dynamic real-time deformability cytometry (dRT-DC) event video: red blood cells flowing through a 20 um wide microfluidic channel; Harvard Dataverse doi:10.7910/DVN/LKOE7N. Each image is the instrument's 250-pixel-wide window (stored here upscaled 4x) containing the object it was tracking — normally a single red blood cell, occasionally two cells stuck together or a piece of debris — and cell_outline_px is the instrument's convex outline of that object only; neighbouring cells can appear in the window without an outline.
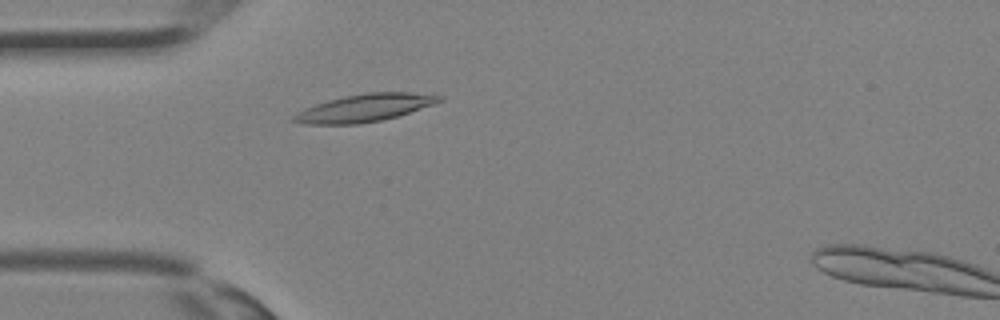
{"species": "Egyptian fruit bat (a non-hibernating species)", "species_latin": "Rousettus aegyptiacus", "temperature_condition": "room temperature", "stored_images_in_passage": 33, "segment_of_instrument_passage": [1, 2], "camera_frame_rate_fps": 3000, "um_per_image_px": 0.085, "animal": {"sex": "female"}, "frame": {"image": 1, "passage_image": 7, "time_ms": 2.0, "image_size_px": [1000, 320], "cell_outline_px": [[444, 100], [436, 104], [396, 116], [380, 120], [356, 124], [304, 124], [288, 120], [292, 116], [304, 108], [328, 100], [344, 96], [368, 92], [408, 92], [444, 96]], "centroid_in_image_um": [30.98, 9.17], "position_along_channel_um": 54.0, "area_um2": 23.35}}
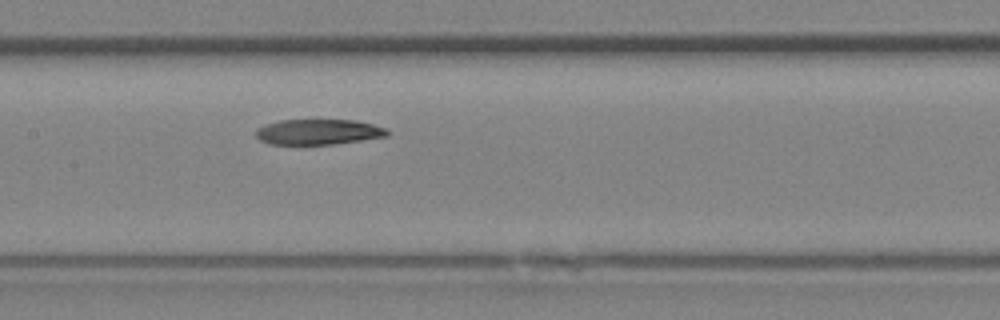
{"frame": {"image": 2, "passage_image": 14, "time_ms": 4.333, "image_size_px": [1000, 320], "cell_outline_px": [[392, 132], [388, 136], [332, 144], [268, 144], [260, 140], [256, 136], [256, 128], [264, 124], [280, 120], [356, 120], [388, 128]], "centroid_in_image_um": [27.07, 11.2], "position_along_channel_um": 180.3, "area_um2": 19.59}}
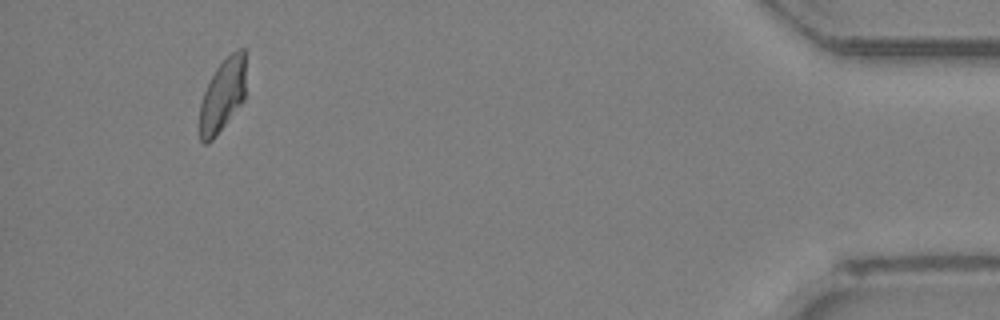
{"frame": {"image": 3, "passage_image": 30, "time_ms": 9.667, "image_size_px": [1000, 320], "cell_outline_px": [[244, 100], [216, 136], [208, 144], [204, 144], [200, 140], [200, 104], [204, 92], [216, 68], [232, 52], [240, 48], [244, 48]], "centroid_in_image_um": [18.9, 8.14], "position_along_channel_um": 416.3, "area_um2": 19.25}}